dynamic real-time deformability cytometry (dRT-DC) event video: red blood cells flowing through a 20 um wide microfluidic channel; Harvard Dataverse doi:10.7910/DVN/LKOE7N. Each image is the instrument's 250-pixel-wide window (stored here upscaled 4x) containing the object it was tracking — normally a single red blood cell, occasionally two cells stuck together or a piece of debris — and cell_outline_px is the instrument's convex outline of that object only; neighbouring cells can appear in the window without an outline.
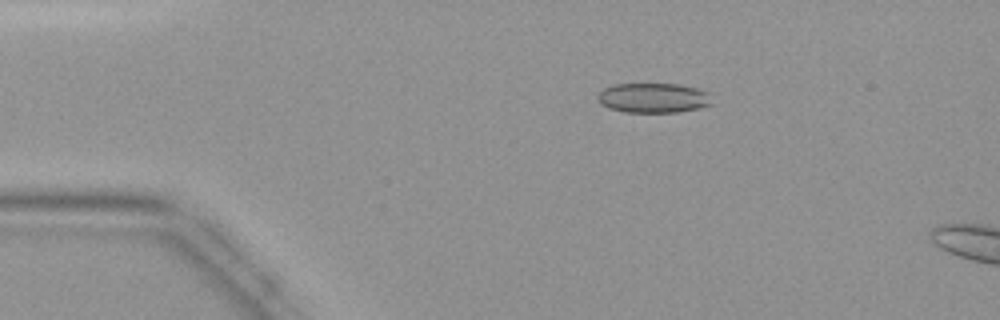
{"species": "common noctule bat (a hibernating species)", "species_latin": "Nyctalus noctula", "temperature_condition": "warm", "stored_images_in_passage": 44, "camera_frame_rate_fps": 3000, "um_per_image_px": 0.085, "animal": {"sex": "female", "body_mass_g": 19.9}, "frame": {"image": 1, "passage_image": 8, "time_ms": 2.333, "image_size_px": [1000, 320], "cell_outline_px": [[716, 104], [700, 108], [676, 112], [624, 112], [608, 108], [600, 104], [596, 100], [596, 96], [604, 88], [612, 84], [680, 84], [700, 88], [708, 92]], "centroid_in_image_um": [55.57, 8.32], "position_along_channel_um": 29.4, "area_um2": 20.35}}
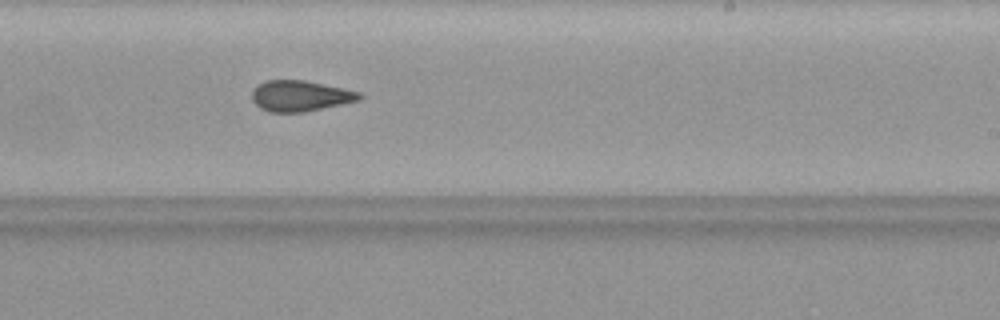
{"frame": {"image": 2, "passage_image": 27, "time_ms": 8.667, "image_size_px": [1000, 320], "cell_outline_px": [[364, 96], [360, 100], [304, 112], [268, 112], [260, 108], [252, 100], [252, 92], [256, 84], [264, 80], [304, 80], [324, 84], [360, 92]], "centroid_in_image_um": [25.49, 8.15], "position_along_channel_um": 263.5, "area_um2": 19.36}}
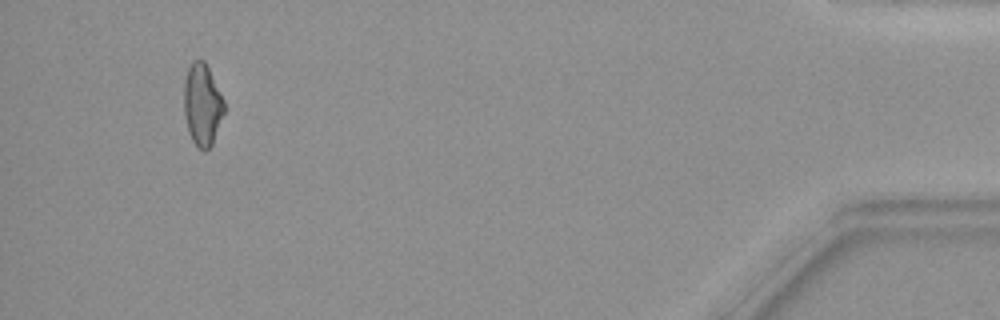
{"frame": {"image": 3, "passage_image": 42, "time_ms": 13.667, "image_size_px": [1000, 320], "cell_outline_px": [[224, 112], [212, 144], [204, 152], [192, 140], [188, 132], [184, 116], [184, 80], [188, 68], [192, 60], [204, 60], [224, 100]], "centroid_in_image_um": [17.17, 8.89], "position_along_channel_um": 418.0, "area_um2": 19.07}}